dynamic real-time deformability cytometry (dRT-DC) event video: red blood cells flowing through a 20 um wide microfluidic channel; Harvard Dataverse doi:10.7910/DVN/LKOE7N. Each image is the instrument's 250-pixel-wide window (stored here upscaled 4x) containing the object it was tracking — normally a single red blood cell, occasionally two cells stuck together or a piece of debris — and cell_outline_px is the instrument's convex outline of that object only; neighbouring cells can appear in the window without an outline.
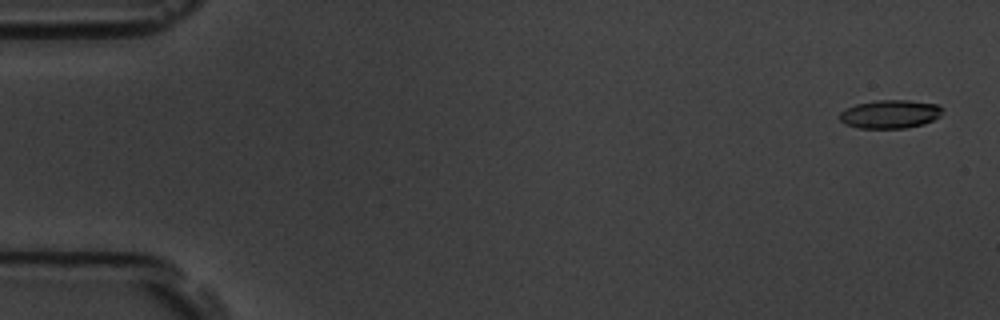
{"species": "common noctule bat (a hibernating species)", "species_latin": "Nyctalus noctula", "temperature_condition": "room temperature", "stored_images_in_passage": 15, "camera_frame_rate_fps": 3000, "um_per_image_px": 0.085, "animal": {"sex": "male", "body_mass_g": 19.5, "forearm_length_mm": 54.6}, "frame": {"image": 1, "passage_image": 1, "time_ms": 0.0, "image_size_px": [1000, 320], "cell_outline_px": [[944, 108], [940, 116], [924, 124], [904, 128], [860, 128], [844, 124], [840, 120], [840, 112], [844, 108], [856, 104], [876, 100], [908, 100], [936, 104]], "centroid_in_image_um": [75.64, 9.69], "position_along_channel_um": 9.4, "area_um2": 17.11}}
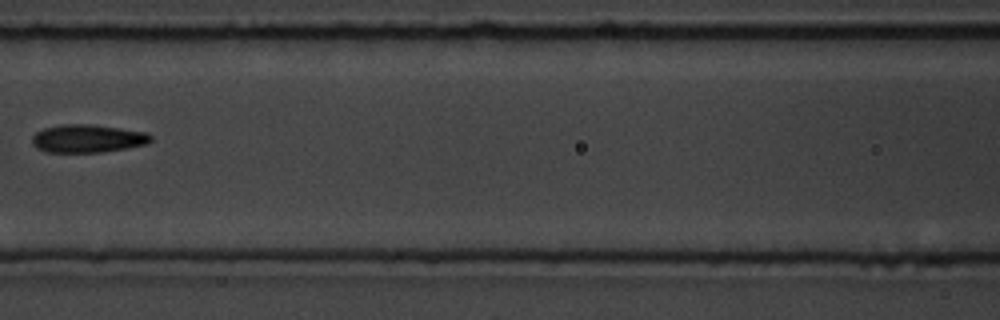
{"frame": {"image": 2, "passage_image": 7, "time_ms": 2.0, "image_size_px": [1000, 320], "cell_outline_px": [[152, 140], [148, 144], [128, 148], [100, 152], [44, 152], [36, 148], [32, 144], [32, 136], [36, 132], [44, 128], [64, 124], [88, 124], [120, 128], [148, 132], [152, 136]], "centroid_in_image_um": [7.46, 11.78], "position_along_channel_um": 159.1, "area_um2": 19.54}}
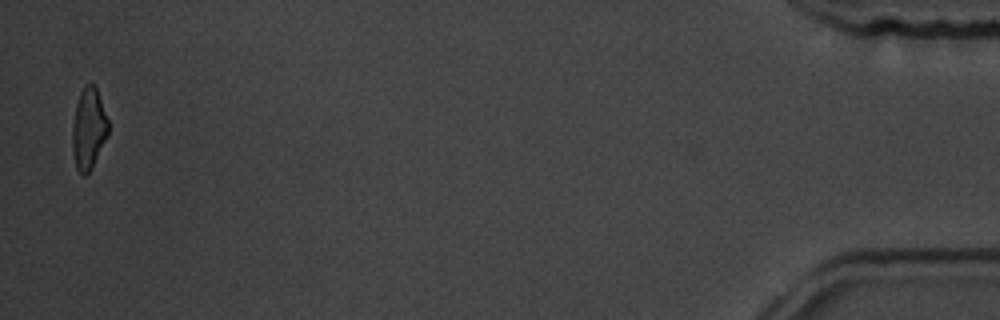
{"frame": {"image": 3, "passage_image": 15, "time_ms": 4.667, "image_size_px": [1000, 320], "cell_outline_px": [[108, 136], [92, 168], [84, 176], [76, 168], [72, 152], [72, 128], [76, 104], [80, 92], [84, 84], [92, 84], [96, 88], [108, 120]], "centroid_in_image_um": [7.52, 10.96], "position_along_channel_um": 427.7, "area_um2": 16.99}}